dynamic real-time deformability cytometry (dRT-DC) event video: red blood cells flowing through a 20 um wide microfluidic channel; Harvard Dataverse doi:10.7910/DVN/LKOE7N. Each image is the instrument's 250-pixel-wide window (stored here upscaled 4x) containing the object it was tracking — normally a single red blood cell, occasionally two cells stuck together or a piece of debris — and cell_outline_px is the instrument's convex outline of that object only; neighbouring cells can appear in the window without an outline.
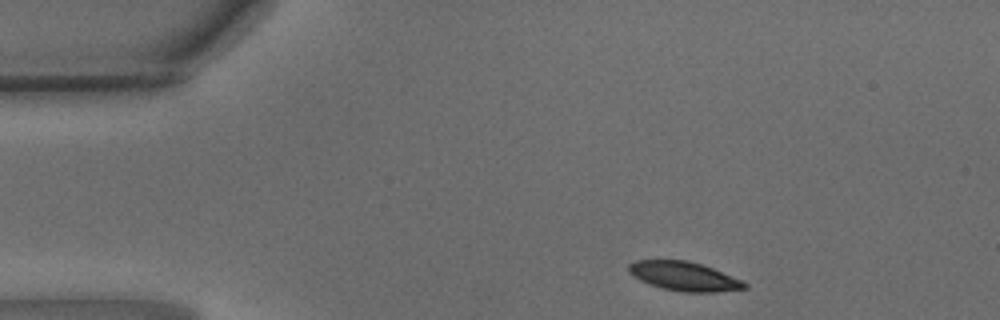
{"species": "common noctule bat (a hibernating species)", "species_latin": "Nyctalus noctula", "temperature_condition": "warm", "stored_images_in_passage": 36, "camera_frame_rate_fps": 3000, "um_per_image_px": 0.085, "animal": {"sex": "male", "body_mass_g": 15.6}, "frame": {"image": 1, "passage_image": 2, "time_ms": 0.333, "image_size_px": [1000, 320], "cell_outline_px": [[748, 288], [716, 292], [684, 292], [664, 288], [640, 280], [632, 276], [628, 272], [628, 264], [636, 260], [688, 260], [712, 268], [740, 280], [748, 284]], "centroid_in_image_um": [58.12, 23.48], "position_along_channel_um": 26.9, "area_um2": 19.36}}
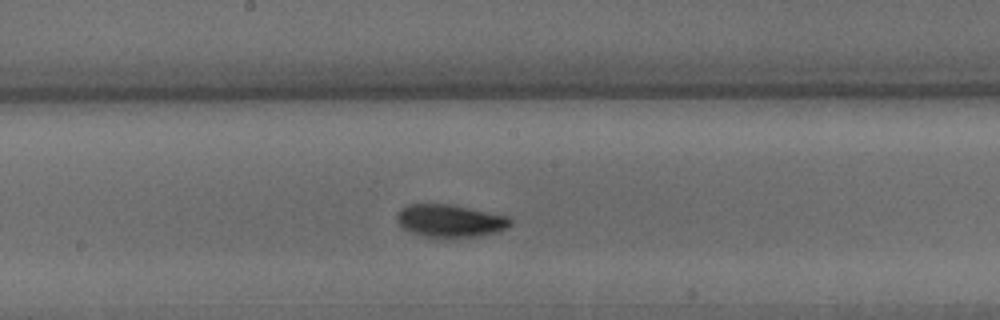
{"frame": {"image": 2, "passage_image": 20, "time_ms": 6.333, "image_size_px": [1000, 320], "cell_outline_px": [[512, 224], [508, 228], [500, 232], [480, 236], [452, 240], [448, 240], [428, 236], [412, 232], [404, 228], [396, 220], [396, 216], [400, 208], [408, 204], [448, 204], [508, 216], [512, 220]], "centroid_in_image_um": [38.3, 18.8], "position_along_channel_um": 209.9, "area_um2": 22.08}}
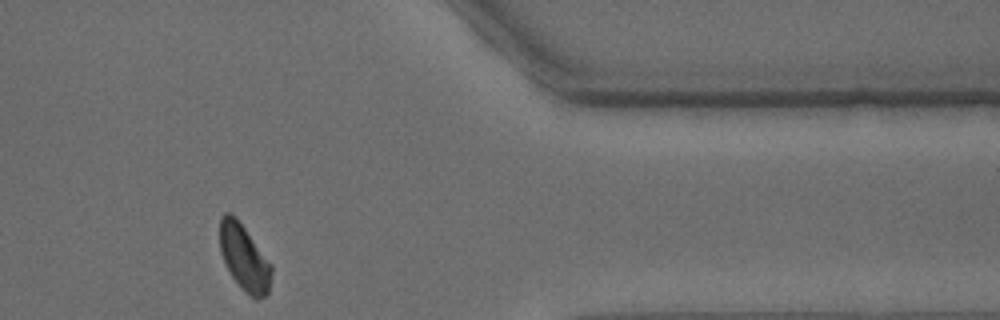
{"frame": {"image": 3, "passage_image": 35, "time_ms": 11.333, "image_size_px": [1000, 320], "cell_outline_px": [[272, 276], [268, 296], [256, 300], [244, 292], [232, 276], [220, 252], [220, 216], [224, 212], [232, 212], [236, 216], [272, 264]], "centroid_in_image_um": [20.78, 21.9], "position_along_channel_um": 390.6, "area_um2": 20.23}, "authors_computed_cell_mechanics": {"area_um2": 20.7791, "velocity_mm_per_s": 4.0714, "shape_relaxation_time_tau1_ms": 2.9373, "shape_relaxation_time_tau2_ms": null, "deformation_change_tau1": 0.0995, "deformation_change_tau2": null}}